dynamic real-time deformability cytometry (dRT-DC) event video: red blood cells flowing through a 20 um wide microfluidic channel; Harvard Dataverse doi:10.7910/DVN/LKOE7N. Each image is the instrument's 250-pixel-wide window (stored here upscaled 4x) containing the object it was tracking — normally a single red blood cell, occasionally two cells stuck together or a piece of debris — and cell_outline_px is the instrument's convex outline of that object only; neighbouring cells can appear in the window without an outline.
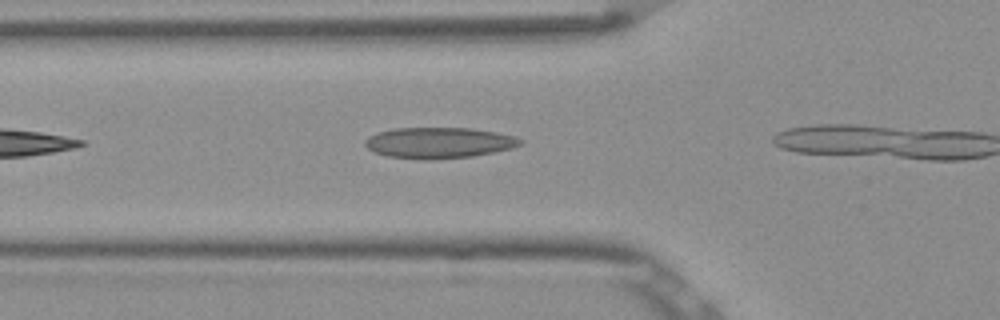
{"species": "Egyptian fruit bat (a non-hibernating species)", "species_latin": "Rousettus aegyptiacus", "temperature_condition": "room temperature", "stored_images_in_passage": 8, "camera_frame_rate_fps": 3000, "um_per_image_px": 0.085, "frame": {"image": 1, "passage_image": 4, "time_ms": 1.0, "image_size_px": [1000, 320], "cell_outline_px": [[524, 144], [512, 148], [472, 156], [428, 160], [424, 160], [388, 156], [376, 152], [368, 148], [364, 144], [364, 140], [368, 136], [392, 128], [472, 128], [496, 132], [516, 136], [524, 140]], "centroid_in_image_um": [37.34, 12.13], "position_along_channel_um": 88.5, "area_um2": 28.03}}
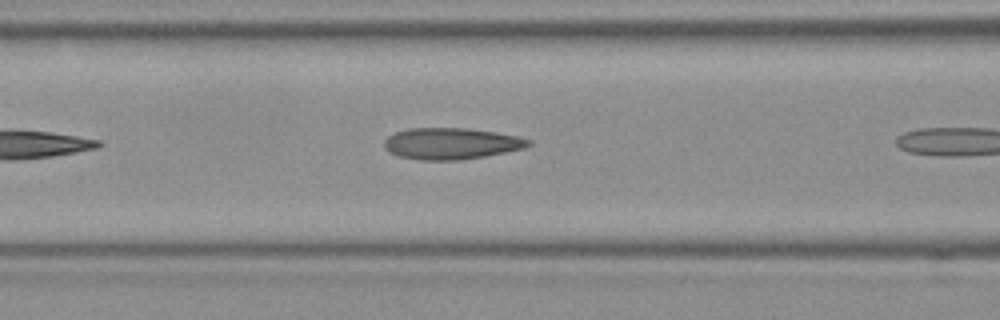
{"frame": {"image": 2, "passage_image": 7, "time_ms": 2.0, "image_size_px": [1000, 320], "cell_outline_px": [[532, 144], [524, 148], [484, 156], [460, 160], [420, 160], [396, 156], [388, 152], [384, 148], [384, 140], [388, 136], [396, 132], [408, 128], [468, 128], [496, 132], [516, 136], [532, 140]], "centroid_in_image_um": [38.32, 12.2], "position_along_channel_um": 128.3, "area_um2": 26.53}}